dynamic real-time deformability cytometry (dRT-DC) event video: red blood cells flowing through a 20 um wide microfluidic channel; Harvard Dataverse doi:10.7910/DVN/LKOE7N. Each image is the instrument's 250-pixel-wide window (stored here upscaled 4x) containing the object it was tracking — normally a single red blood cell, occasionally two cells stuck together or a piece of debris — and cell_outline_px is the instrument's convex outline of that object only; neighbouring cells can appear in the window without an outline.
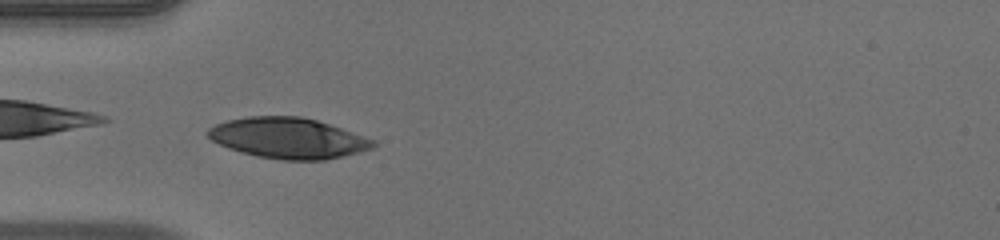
{"species": "human", "species_latin": "Homo sapiens", "temperature_condition": "warm", "stored_images_in_passage": 37, "camera_frame_rate_fps": 3000, "um_per_image_px": 0.085, "donor": {"sex": "male"}, "frame": {"image": 1, "passage_image": 1, "time_ms": 0.0, "image_size_px": [1000, 240], "cell_outline_px": [[376, 144], [372, 148], [360, 152], [324, 160], [280, 160], [256, 156], [240, 152], [228, 148], [212, 140], [204, 132], [208, 128], [216, 124], [228, 120], [248, 116], [300, 116], [316, 120], [376, 140]], "centroid_in_image_um": [24.46, 11.74], "position_along_channel_um": 60.5, "area_um2": 39.13}}
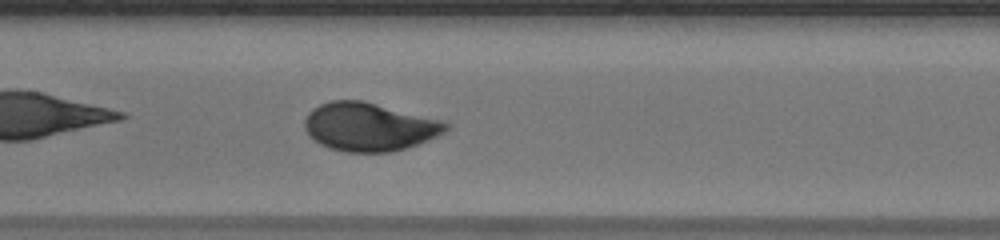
{"frame": {"image": 2, "passage_image": 10, "time_ms": 3.0, "image_size_px": [1000, 240], "cell_outline_px": [[448, 128], [444, 132], [436, 136], [416, 144], [392, 152], [344, 152], [328, 148], [320, 144], [308, 136], [304, 128], [304, 120], [308, 112], [312, 108], [328, 100], [360, 100], [444, 120], [448, 124]], "centroid_in_image_um": [31.33, 10.78], "position_along_channel_um": 176.1, "area_um2": 39.88}}
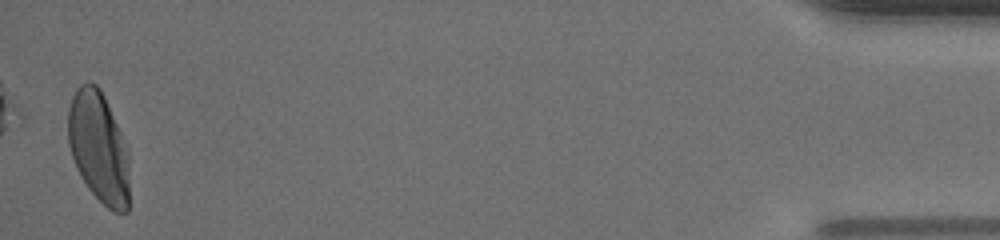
{"frame": {"image": 3, "passage_image": 36, "time_ms": 11.667, "image_size_px": [1000, 240], "cell_outline_px": [[128, 212], [112, 212], [88, 188], [80, 176], [76, 168], [68, 144], [68, 108], [72, 96], [76, 88], [80, 84], [88, 80], [96, 84], [100, 88], [104, 96], [128, 148]], "centroid_in_image_um": [8.37, 12.49], "position_along_channel_um": 426.8, "area_um2": 39.82}, "authors_computed_cell_mechanics": {"area_um2": 39.304, "velocity_mm_per_s": 3.9357, "shape_relaxation_time_tau1_ms": 3.1013, "shape_relaxation_time_tau2_ms": null, "deformation_change_tau1": 0.1754, "deformation_change_tau2": null}}